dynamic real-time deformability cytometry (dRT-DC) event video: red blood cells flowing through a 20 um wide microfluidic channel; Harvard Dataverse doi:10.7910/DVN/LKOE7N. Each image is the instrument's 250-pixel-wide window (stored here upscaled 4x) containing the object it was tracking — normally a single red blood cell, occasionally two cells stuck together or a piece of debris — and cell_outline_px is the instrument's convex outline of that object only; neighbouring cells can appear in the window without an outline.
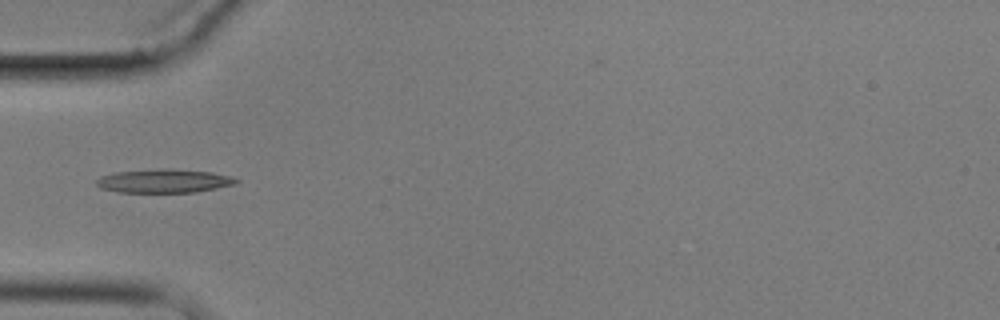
{"species": "common noctule bat (a hibernating species)", "species_latin": "Nyctalus noctula", "temperature_condition": "cold", "stored_images_in_passage": 6, "camera_frame_rate_fps": 3000, "um_per_image_px": 0.085, "animal": {"sex": "male", "body_mass_g": 17.9}, "frame": {"image": 1, "passage_image": 6, "time_ms": 5.667, "image_size_px": [1000, 320], "cell_outline_px": [[240, 180], [236, 184], [196, 192], [120, 192], [100, 188], [96, 184], [96, 180], [100, 176], [116, 172], [212, 172], [232, 176]], "centroid_in_image_um": [13.96, 15.44], "position_along_channel_um": 71.0, "area_um2": 17.86}}